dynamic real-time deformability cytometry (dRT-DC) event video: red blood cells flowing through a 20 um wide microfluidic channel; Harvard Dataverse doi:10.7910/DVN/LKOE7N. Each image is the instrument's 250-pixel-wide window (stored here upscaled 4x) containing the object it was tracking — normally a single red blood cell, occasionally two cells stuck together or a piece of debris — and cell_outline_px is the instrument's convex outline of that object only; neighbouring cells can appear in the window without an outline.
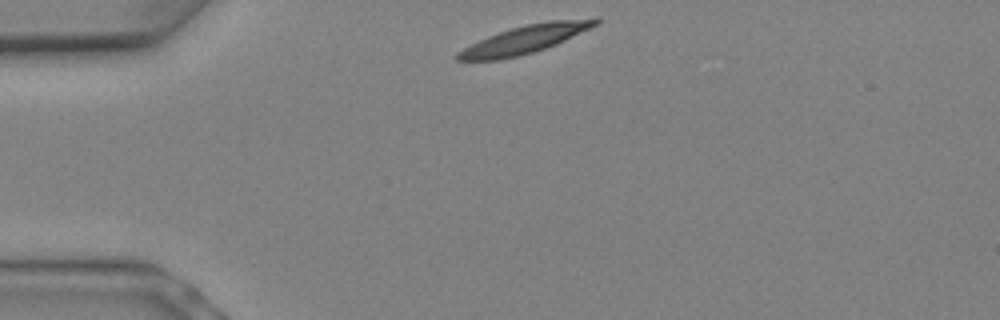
{"species": "Egyptian fruit bat (a non-hibernating species)", "species_latin": "Rousettus aegyptiacus", "temperature_condition": "warm", "stored_images_in_passage": 4, "camera_frame_rate_fps": 3000, "um_per_image_px": 0.085, "animal": {"sex": "female"}, "frame": {"image": 1, "passage_image": 1, "time_ms": 0.0, "image_size_px": [1000, 320], "cell_outline_px": [[600, 24], [556, 44], [532, 52], [516, 56], [496, 60], [456, 60], [456, 52], [488, 36], [512, 28], [528, 24], [548, 20], [596, 16], [600, 20]], "centroid_in_image_um": [44.73, 3.3], "position_along_channel_um": 40.3, "area_um2": 22.43}}
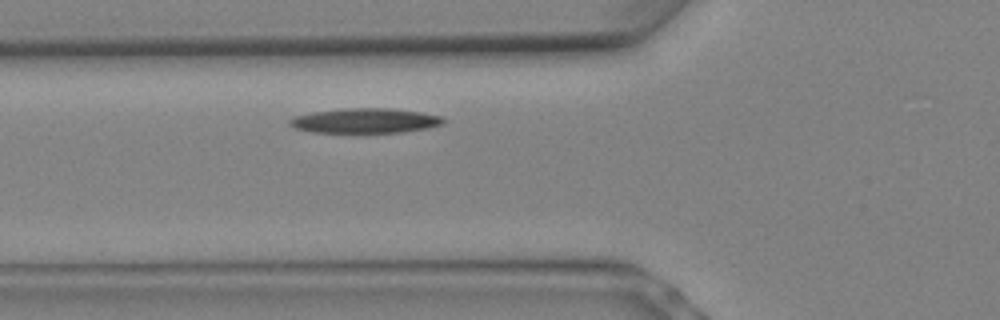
{"frame": {"image": 2, "passage_image": 4, "time_ms": 1.0, "image_size_px": [1000, 320], "cell_outline_px": [[444, 124], [428, 128], [404, 132], [312, 132], [296, 128], [288, 124], [288, 120], [296, 116], [312, 112], [344, 108], [392, 108], [420, 112], [440, 116], [444, 120]], "centroid_in_image_um": [31.04, 10.25], "position_along_channel_um": 94.8, "area_um2": 22.14}}